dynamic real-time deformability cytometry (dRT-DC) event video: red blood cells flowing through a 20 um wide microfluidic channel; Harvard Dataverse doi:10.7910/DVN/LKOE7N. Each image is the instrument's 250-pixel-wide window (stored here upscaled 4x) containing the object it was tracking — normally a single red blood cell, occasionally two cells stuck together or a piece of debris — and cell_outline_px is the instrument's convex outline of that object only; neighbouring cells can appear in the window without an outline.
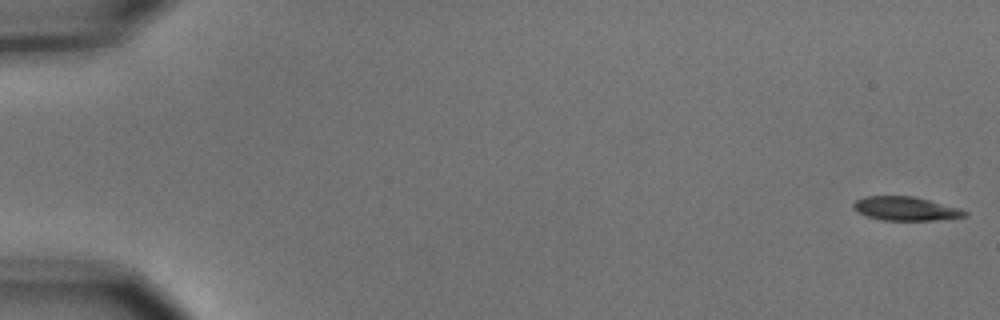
{"species": "common noctule bat (a hibernating species)", "species_latin": "Nyctalus noctula", "temperature_condition": "cold", "stored_images_in_passage": 55, "camera_frame_rate_fps": 3000, "um_per_image_px": 0.085, "animal": {"sex": "male", "body_mass_g": 15.6}, "frame": {"image": 1, "passage_image": 1, "time_ms": 0.0, "image_size_px": [1000, 320], "cell_outline_px": [[968, 216], [936, 220], [884, 220], [868, 216], [856, 212], [852, 208], [852, 204], [856, 200], [864, 196], [912, 196], [960, 208], [968, 212]], "centroid_in_image_um": [76.96, 17.73], "position_along_channel_um": 8.0, "area_um2": 15.43}}
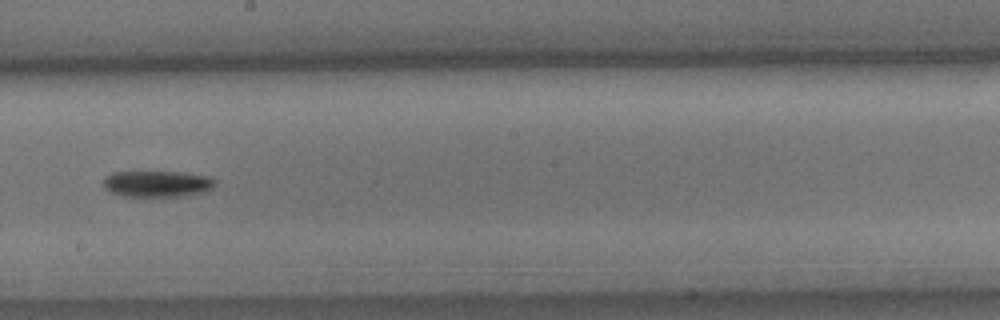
{"frame": {"image": 2, "passage_image": 32, "time_ms": 10.333, "image_size_px": [1000, 320], "cell_outline_px": [[216, 184], [212, 188], [204, 192], [188, 196], [124, 196], [112, 192], [104, 188], [104, 176], [112, 172], [184, 172], [212, 176], [216, 180]], "centroid_in_image_um": [13.42, 15.61], "position_along_channel_um": 234.8, "area_um2": 17.34}}
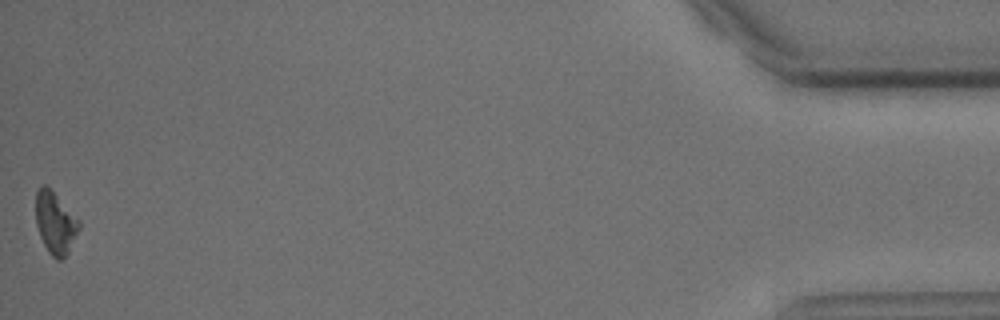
{"frame": {"image": 3, "passage_image": 55, "time_ms": 18.0, "image_size_px": [1000, 320], "cell_outline_px": [[80, 228], [68, 252], [60, 260], [56, 260], [48, 252], [40, 236], [36, 224], [36, 192], [44, 184], [80, 220]], "centroid_in_image_um": [4.7, 18.98], "position_along_channel_um": 430.5, "area_um2": 15.26}, "authors_computed_cell_mechanics": {"area_um2": 16.2418, "velocity_mm_per_s": 3.6888, "shape_relaxation_time_tau1_ms": 2.5285, "shape_relaxation_time_tau2_ms": null, "deformation_change_tau1": 0.0908, "deformation_change_tau2": null}}